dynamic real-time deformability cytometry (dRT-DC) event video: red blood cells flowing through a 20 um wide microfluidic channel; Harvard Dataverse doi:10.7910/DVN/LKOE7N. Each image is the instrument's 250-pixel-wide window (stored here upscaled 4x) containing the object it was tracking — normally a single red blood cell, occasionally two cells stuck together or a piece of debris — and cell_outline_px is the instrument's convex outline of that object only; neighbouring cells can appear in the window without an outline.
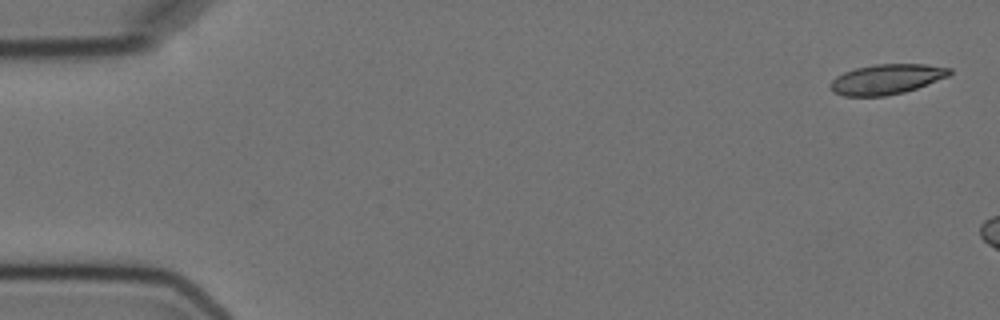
{"species": "Egyptian fruit bat (a non-hibernating species)", "species_latin": "Rousettus aegyptiacus", "temperature_condition": "cold", "stored_images_in_passage": 3, "camera_frame_rate_fps": 3000, "um_per_image_px": 0.085, "animal": {"sex": "female"}, "frame": {"image": 1, "passage_image": 1, "time_ms": 0.0, "image_size_px": [1000, 320], "cell_outline_px": [[952, 72], [948, 76], [916, 88], [904, 92], [884, 96], [844, 96], [832, 92], [828, 84], [836, 76], [844, 72], [856, 68], [876, 64], [928, 64], [952, 68]], "centroid_in_image_um": [75.33, 6.73], "position_along_channel_um": 9.7, "area_um2": 20.92}}